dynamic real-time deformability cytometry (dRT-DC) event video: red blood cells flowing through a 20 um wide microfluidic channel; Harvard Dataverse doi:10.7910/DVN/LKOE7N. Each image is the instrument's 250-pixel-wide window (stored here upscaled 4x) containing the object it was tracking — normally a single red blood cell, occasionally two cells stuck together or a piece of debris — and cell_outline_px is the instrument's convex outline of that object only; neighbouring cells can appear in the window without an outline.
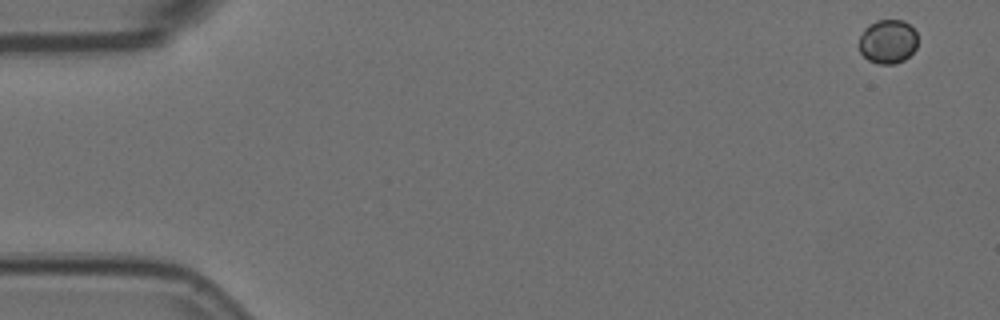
{"species": "Egyptian fruit bat (a non-hibernating species)", "species_latin": "Rousettus aegyptiacus", "temperature_condition": "room temperature", "stored_images_in_passage": 4, "camera_frame_rate_fps": 3000, "um_per_image_px": 0.085, "animal": {"sex": "female"}, "frame": {"image": 1, "passage_image": 1, "time_ms": 0.0, "image_size_px": [1000, 320], "cell_outline_px": [[916, 48], [904, 60], [892, 64], [876, 64], [868, 60], [860, 52], [860, 36], [864, 28], [876, 20], [904, 20], [916, 32]], "centroid_in_image_um": [75.45, 3.53], "position_along_channel_um": 9.5, "area_um2": 14.97}}